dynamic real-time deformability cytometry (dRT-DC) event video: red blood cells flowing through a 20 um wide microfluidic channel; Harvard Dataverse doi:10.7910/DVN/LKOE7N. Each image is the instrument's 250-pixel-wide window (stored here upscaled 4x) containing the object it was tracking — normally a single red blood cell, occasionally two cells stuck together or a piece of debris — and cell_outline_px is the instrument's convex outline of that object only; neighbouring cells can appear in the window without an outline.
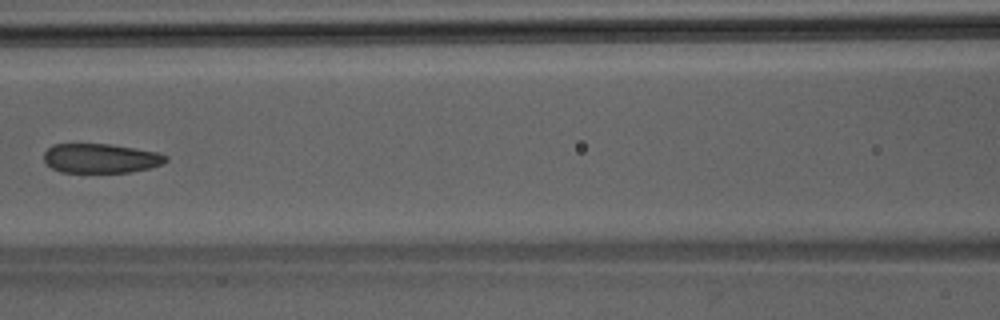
{"species": "Egyptian fruit bat (a non-hibernating species)", "species_latin": "Rousettus aegyptiacus", "temperature_condition": "room temperature", "stored_images_in_passage": 8, "camera_frame_rate_fps": 3000, "um_per_image_px": 0.085, "animal": {"sex": "male"}, "frame": {"image": 1, "passage_image": 8, "time_ms": 2.333, "image_size_px": [1000, 320], "cell_outline_px": [[168, 160], [164, 164], [148, 168], [128, 172], [60, 172], [52, 168], [44, 160], [44, 152], [52, 144], [108, 144], [156, 152], [168, 156]], "centroid_in_image_um": [8.55, 13.46], "position_along_channel_um": 158.0, "area_um2": 20.75}}